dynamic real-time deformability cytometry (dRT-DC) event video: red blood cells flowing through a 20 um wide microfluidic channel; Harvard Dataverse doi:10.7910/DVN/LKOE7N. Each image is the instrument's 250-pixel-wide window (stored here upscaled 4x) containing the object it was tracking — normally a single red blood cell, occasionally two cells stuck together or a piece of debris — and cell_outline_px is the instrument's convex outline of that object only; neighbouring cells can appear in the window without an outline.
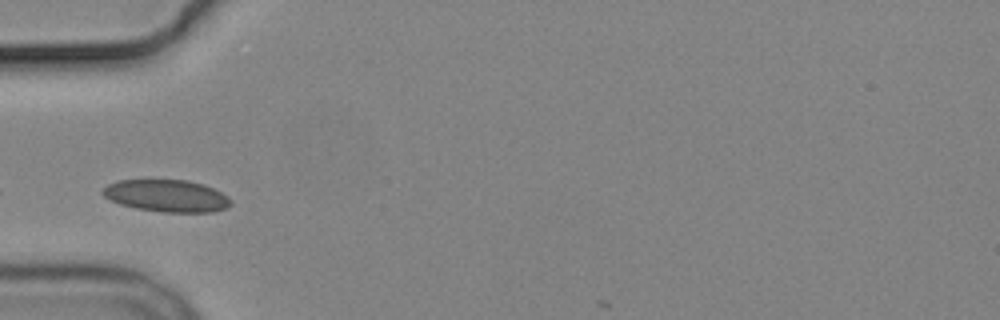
{"species": "common noctule bat (a hibernating species)", "species_latin": "Nyctalus noctula", "temperature_condition": "cold", "stored_images_in_passage": 4, "camera_frame_rate_fps": 3000, "um_per_image_px": 0.085, "animal": {"sex": "male", "body_mass_g": 19.2, "forearm_length_mm": 51.8}, "frame": {"image": 1, "passage_image": 3, "time_ms": 2.333, "image_size_px": [1000, 320], "cell_outline_px": [[232, 204], [228, 208], [212, 212], [164, 212], [136, 208], [120, 204], [104, 196], [100, 192], [108, 184], [116, 180], [188, 180], [204, 184], [228, 196], [232, 200]], "centroid_in_image_um": [14.2, 16.64], "position_along_channel_um": 70.8, "area_um2": 24.04}}